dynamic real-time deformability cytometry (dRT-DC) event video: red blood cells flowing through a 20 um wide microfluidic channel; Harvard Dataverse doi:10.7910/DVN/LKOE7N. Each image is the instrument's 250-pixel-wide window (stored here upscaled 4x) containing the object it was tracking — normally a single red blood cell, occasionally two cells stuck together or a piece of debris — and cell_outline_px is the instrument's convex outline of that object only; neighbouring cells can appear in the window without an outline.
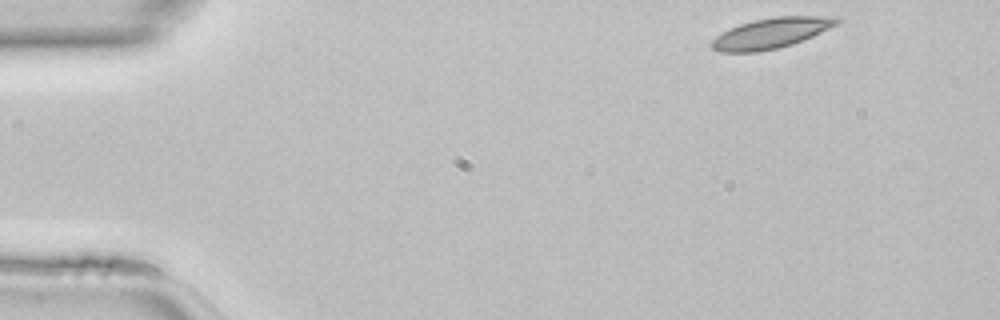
{"species": "common noctule bat (a hibernating species)", "species_latin": "Nyctalus noctula", "temperature_condition": "room temperature", "stored_images_in_passage": 42, "camera_frame_rate_fps": 3000, "um_per_image_px": 0.085, "animal": {"sex": "female", "body_mass_g": 22.7, "forearm_length_mm": 54.2}, "frame": {"image": 1, "passage_image": 1, "time_ms": 0.0, "image_size_px": [1000, 320], "cell_outline_px": [[840, 20], [836, 24], [812, 36], [792, 44], [776, 48], [756, 52], [720, 52], [712, 48], [708, 44], [716, 36], [740, 24], [756, 20], [776, 16], [840, 16]], "centroid_in_image_um": [65.54, 2.81], "position_along_channel_um": 19.5, "area_um2": 21.85}}
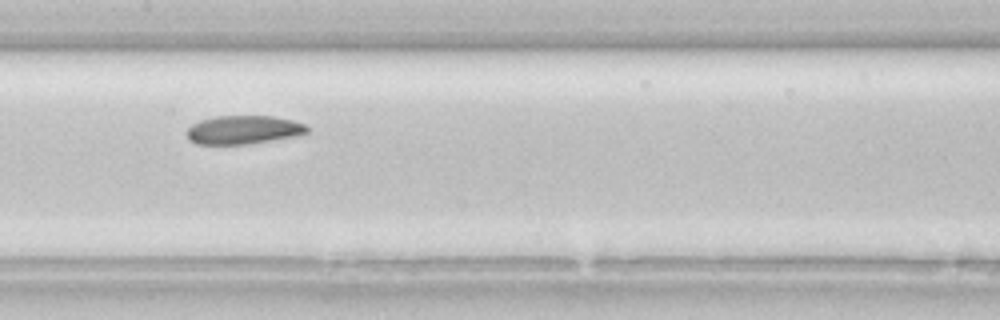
{"frame": {"image": 2, "passage_image": 19, "time_ms": 6.0, "image_size_px": [1000, 320], "cell_outline_px": [[308, 132], [300, 136], [252, 144], [196, 144], [188, 140], [184, 132], [192, 124], [200, 120], [216, 116], [272, 116], [292, 120], [304, 124], [308, 128]], "centroid_in_image_um": [20.68, 11.05], "position_along_channel_um": 186.7, "area_um2": 20.4}}
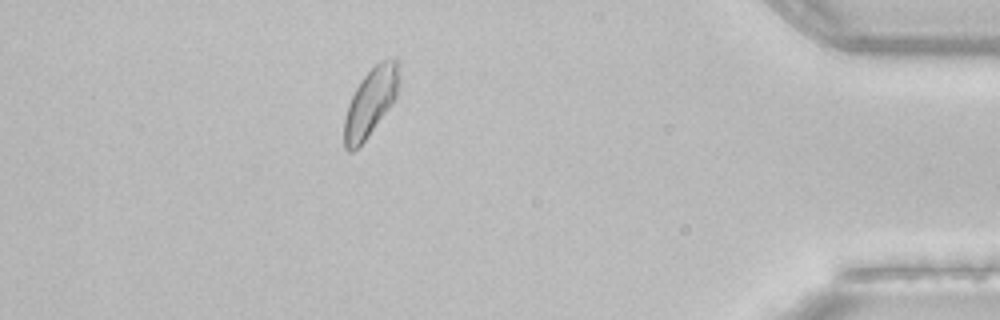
{"frame": {"image": 3, "passage_image": 37, "time_ms": 12.0, "image_size_px": [1000, 320], "cell_outline_px": [[400, 80], [396, 96], [388, 108], [364, 140], [352, 152], [348, 152], [344, 148], [344, 120], [348, 104], [356, 88], [364, 76], [380, 60], [396, 56], [400, 60]], "centroid_in_image_um": [31.53, 8.6], "position_along_channel_um": 403.7, "area_um2": 21.56}}